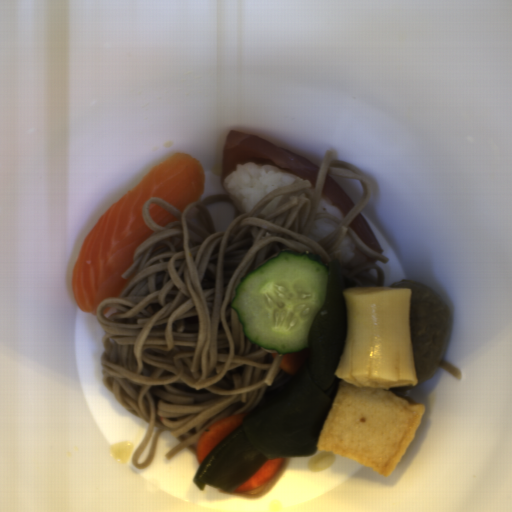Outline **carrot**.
Returning a JSON list of instances; mask_svg holds the SVG:
<instances>
[{"mask_svg": "<svg viewBox=\"0 0 512 512\" xmlns=\"http://www.w3.org/2000/svg\"><path fill=\"white\" fill-rule=\"evenodd\" d=\"M251 411L230 415L204 431L199 438L196 450L199 468L208 454L216 446H218L230 433L242 426L244 416L249 414Z\"/></svg>", "mask_w": 512, "mask_h": 512, "instance_id": "b8716197", "label": "carrot"}, {"mask_svg": "<svg viewBox=\"0 0 512 512\" xmlns=\"http://www.w3.org/2000/svg\"><path fill=\"white\" fill-rule=\"evenodd\" d=\"M284 458H273L269 459L265 464H263L260 468H258L255 473L247 478L245 482L236 488L234 491L236 493L252 491L257 487L261 486L268 480L274 477L280 466L282 465Z\"/></svg>", "mask_w": 512, "mask_h": 512, "instance_id": "cead05ca", "label": "carrot"}, {"mask_svg": "<svg viewBox=\"0 0 512 512\" xmlns=\"http://www.w3.org/2000/svg\"><path fill=\"white\" fill-rule=\"evenodd\" d=\"M308 356L309 348L290 353H283L279 366L283 371L290 374H297L304 363L308 360Z\"/></svg>", "mask_w": 512, "mask_h": 512, "instance_id": "1c9b5961", "label": "carrot"}]
</instances>
